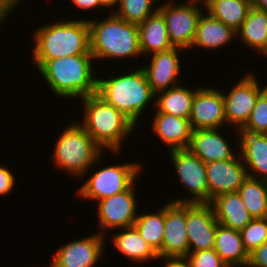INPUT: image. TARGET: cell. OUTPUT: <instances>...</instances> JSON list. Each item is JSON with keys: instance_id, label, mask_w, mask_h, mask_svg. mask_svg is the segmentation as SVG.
Listing matches in <instances>:
<instances>
[{"instance_id": "obj_1", "label": "cell", "mask_w": 267, "mask_h": 267, "mask_svg": "<svg viewBox=\"0 0 267 267\" xmlns=\"http://www.w3.org/2000/svg\"><path fill=\"white\" fill-rule=\"evenodd\" d=\"M92 54H78L53 60H34L51 90L58 97L83 98L97 93Z\"/></svg>"}, {"instance_id": "obj_2", "label": "cell", "mask_w": 267, "mask_h": 267, "mask_svg": "<svg viewBox=\"0 0 267 267\" xmlns=\"http://www.w3.org/2000/svg\"><path fill=\"white\" fill-rule=\"evenodd\" d=\"M34 34V60L91 54L88 20L56 22L40 27Z\"/></svg>"}, {"instance_id": "obj_3", "label": "cell", "mask_w": 267, "mask_h": 267, "mask_svg": "<svg viewBox=\"0 0 267 267\" xmlns=\"http://www.w3.org/2000/svg\"><path fill=\"white\" fill-rule=\"evenodd\" d=\"M84 118L81 126L101 148L119 152L122 141L135 124L97 93L83 97Z\"/></svg>"}, {"instance_id": "obj_4", "label": "cell", "mask_w": 267, "mask_h": 267, "mask_svg": "<svg viewBox=\"0 0 267 267\" xmlns=\"http://www.w3.org/2000/svg\"><path fill=\"white\" fill-rule=\"evenodd\" d=\"M90 52L94 59L125 58L142 55L137 24L129 23L114 13L103 21H88Z\"/></svg>"}, {"instance_id": "obj_5", "label": "cell", "mask_w": 267, "mask_h": 267, "mask_svg": "<svg viewBox=\"0 0 267 267\" xmlns=\"http://www.w3.org/2000/svg\"><path fill=\"white\" fill-rule=\"evenodd\" d=\"M97 94L122 112L134 124L139 120L145 106L153 97L155 99L156 95L142 68L111 79L98 78Z\"/></svg>"}, {"instance_id": "obj_6", "label": "cell", "mask_w": 267, "mask_h": 267, "mask_svg": "<svg viewBox=\"0 0 267 267\" xmlns=\"http://www.w3.org/2000/svg\"><path fill=\"white\" fill-rule=\"evenodd\" d=\"M54 162L71 175L82 176L102 155V149L79 124H71L64 130L54 149Z\"/></svg>"}, {"instance_id": "obj_7", "label": "cell", "mask_w": 267, "mask_h": 267, "mask_svg": "<svg viewBox=\"0 0 267 267\" xmlns=\"http://www.w3.org/2000/svg\"><path fill=\"white\" fill-rule=\"evenodd\" d=\"M141 166L139 163H126L106 166L95 172L77 194L85 199L101 200L127 190L136 180Z\"/></svg>"}, {"instance_id": "obj_8", "label": "cell", "mask_w": 267, "mask_h": 267, "mask_svg": "<svg viewBox=\"0 0 267 267\" xmlns=\"http://www.w3.org/2000/svg\"><path fill=\"white\" fill-rule=\"evenodd\" d=\"M200 0H188L179 5L171 4V1L157 9L165 18L168 37L173 47L189 49L195 38V32L202 11L196 5Z\"/></svg>"}, {"instance_id": "obj_9", "label": "cell", "mask_w": 267, "mask_h": 267, "mask_svg": "<svg viewBox=\"0 0 267 267\" xmlns=\"http://www.w3.org/2000/svg\"><path fill=\"white\" fill-rule=\"evenodd\" d=\"M170 155L184 187L193 195L190 200H175L177 203H209V187L206 163L189 149L171 150Z\"/></svg>"}, {"instance_id": "obj_10", "label": "cell", "mask_w": 267, "mask_h": 267, "mask_svg": "<svg viewBox=\"0 0 267 267\" xmlns=\"http://www.w3.org/2000/svg\"><path fill=\"white\" fill-rule=\"evenodd\" d=\"M218 224L210 203H186L189 252L214 248Z\"/></svg>"}, {"instance_id": "obj_11", "label": "cell", "mask_w": 267, "mask_h": 267, "mask_svg": "<svg viewBox=\"0 0 267 267\" xmlns=\"http://www.w3.org/2000/svg\"><path fill=\"white\" fill-rule=\"evenodd\" d=\"M188 253L186 203L170 201L165 205L164 237L158 259L186 257Z\"/></svg>"}, {"instance_id": "obj_12", "label": "cell", "mask_w": 267, "mask_h": 267, "mask_svg": "<svg viewBox=\"0 0 267 267\" xmlns=\"http://www.w3.org/2000/svg\"><path fill=\"white\" fill-rule=\"evenodd\" d=\"M267 88H260L253 75H245L241 81L231 89L229 94H223L225 103V119L238 129L244 126L251 114L258 96Z\"/></svg>"}, {"instance_id": "obj_13", "label": "cell", "mask_w": 267, "mask_h": 267, "mask_svg": "<svg viewBox=\"0 0 267 267\" xmlns=\"http://www.w3.org/2000/svg\"><path fill=\"white\" fill-rule=\"evenodd\" d=\"M135 182L127 189L98 201V218L103 229H124L134 226L136 199L133 191Z\"/></svg>"}, {"instance_id": "obj_14", "label": "cell", "mask_w": 267, "mask_h": 267, "mask_svg": "<svg viewBox=\"0 0 267 267\" xmlns=\"http://www.w3.org/2000/svg\"><path fill=\"white\" fill-rule=\"evenodd\" d=\"M193 130L218 129L226 123L222 93L212 88H198L189 118Z\"/></svg>"}, {"instance_id": "obj_15", "label": "cell", "mask_w": 267, "mask_h": 267, "mask_svg": "<svg viewBox=\"0 0 267 267\" xmlns=\"http://www.w3.org/2000/svg\"><path fill=\"white\" fill-rule=\"evenodd\" d=\"M103 235L97 232L63 245L54 255L50 267H93L103 252Z\"/></svg>"}, {"instance_id": "obj_16", "label": "cell", "mask_w": 267, "mask_h": 267, "mask_svg": "<svg viewBox=\"0 0 267 267\" xmlns=\"http://www.w3.org/2000/svg\"><path fill=\"white\" fill-rule=\"evenodd\" d=\"M238 158L206 163L209 203L220 194L238 192L248 177L245 165Z\"/></svg>"}, {"instance_id": "obj_17", "label": "cell", "mask_w": 267, "mask_h": 267, "mask_svg": "<svg viewBox=\"0 0 267 267\" xmlns=\"http://www.w3.org/2000/svg\"><path fill=\"white\" fill-rule=\"evenodd\" d=\"M237 130L240 136L238 142H240L241 154L239 155L240 159L248 165L245 166L248 176L267 181V137L265 133L252 131L243 126Z\"/></svg>"}, {"instance_id": "obj_18", "label": "cell", "mask_w": 267, "mask_h": 267, "mask_svg": "<svg viewBox=\"0 0 267 267\" xmlns=\"http://www.w3.org/2000/svg\"><path fill=\"white\" fill-rule=\"evenodd\" d=\"M179 50L184 49L173 47L167 51L151 54L153 56L150 65L142 68L152 91L156 95L167 88L175 87V84L174 86L171 84L176 83L178 74L181 73Z\"/></svg>"}, {"instance_id": "obj_19", "label": "cell", "mask_w": 267, "mask_h": 267, "mask_svg": "<svg viewBox=\"0 0 267 267\" xmlns=\"http://www.w3.org/2000/svg\"><path fill=\"white\" fill-rule=\"evenodd\" d=\"M188 149L205 163L230 160L236 156L218 129L193 130Z\"/></svg>"}, {"instance_id": "obj_20", "label": "cell", "mask_w": 267, "mask_h": 267, "mask_svg": "<svg viewBox=\"0 0 267 267\" xmlns=\"http://www.w3.org/2000/svg\"><path fill=\"white\" fill-rule=\"evenodd\" d=\"M153 131L171 150L188 149L193 129L189 119L164 112L154 115Z\"/></svg>"}, {"instance_id": "obj_21", "label": "cell", "mask_w": 267, "mask_h": 267, "mask_svg": "<svg viewBox=\"0 0 267 267\" xmlns=\"http://www.w3.org/2000/svg\"><path fill=\"white\" fill-rule=\"evenodd\" d=\"M210 205L219 224L237 231L253 219L238 192L220 194L211 200Z\"/></svg>"}, {"instance_id": "obj_22", "label": "cell", "mask_w": 267, "mask_h": 267, "mask_svg": "<svg viewBox=\"0 0 267 267\" xmlns=\"http://www.w3.org/2000/svg\"><path fill=\"white\" fill-rule=\"evenodd\" d=\"M141 54L167 51L173 48L162 13L157 10L138 25Z\"/></svg>"}, {"instance_id": "obj_23", "label": "cell", "mask_w": 267, "mask_h": 267, "mask_svg": "<svg viewBox=\"0 0 267 267\" xmlns=\"http://www.w3.org/2000/svg\"><path fill=\"white\" fill-rule=\"evenodd\" d=\"M214 250L229 266H247L249 254L244 248L240 231L218 224Z\"/></svg>"}, {"instance_id": "obj_24", "label": "cell", "mask_w": 267, "mask_h": 267, "mask_svg": "<svg viewBox=\"0 0 267 267\" xmlns=\"http://www.w3.org/2000/svg\"><path fill=\"white\" fill-rule=\"evenodd\" d=\"M236 35V31L231 27L214 18L209 13L207 16L202 13L191 47L219 48L226 46L225 44L229 43Z\"/></svg>"}, {"instance_id": "obj_25", "label": "cell", "mask_w": 267, "mask_h": 267, "mask_svg": "<svg viewBox=\"0 0 267 267\" xmlns=\"http://www.w3.org/2000/svg\"><path fill=\"white\" fill-rule=\"evenodd\" d=\"M207 12L237 31L252 8L251 0H205Z\"/></svg>"}, {"instance_id": "obj_26", "label": "cell", "mask_w": 267, "mask_h": 267, "mask_svg": "<svg viewBox=\"0 0 267 267\" xmlns=\"http://www.w3.org/2000/svg\"><path fill=\"white\" fill-rule=\"evenodd\" d=\"M196 90H188L182 86H175L157 93L158 99L154 104L156 112H164L170 115L189 119L192 111V103ZM161 94V95H159Z\"/></svg>"}, {"instance_id": "obj_27", "label": "cell", "mask_w": 267, "mask_h": 267, "mask_svg": "<svg viewBox=\"0 0 267 267\" xmlns=\"http://www.w3.org/2000/svg\"><path fill=\"white\" fill-rule=\"evenodd\" d=\"M124 232L113 235V245L132 261L144 262L157 259L153 248L141 237L135 226L125 227Z\"/></svg>"}, {"instance_id": "obj_28", "label": "cell", "mask_w": 267, "mask_h": 267, "mask_svg": "<svg viewBox=\"0 0 267 267\" xmlns=\"http://www.w3.org/2000/svg\"><path fill=\"white\" fill-rule=\"evenodd\" d=\"M236 34L244 44L261 53L267 45V12L252 7Z\"/></svg>"}, {"instance_id": "obj_29", "label": "cell", "mask_w": 267, "mask_h": 267, "mask_svg": "<svg viewBox=\"0 0 267 267\" xmlns=\"http://www.w3.org/2000/svg\"><path fill=\"white\" fill-rule=\"evenodd\" d=\"M238 194L252 218H267V181L248 176Z\"/></svg>"}, {"instance_id": "obj_30", "label": "cell", "mask_w": 267, "mask_h": 267, "mask_svg": "<svg viewBox=\"0 0 267 267\" xmlns=\"http://www.w3.org/2000/svg\"><path fill=\"white\" fill-rule=\"evenodd\" d=\"M155 214L138 215L134 226L141 237L158 253L162 249L165 228V206Z\"/></svg>"}, {"instance_id": "obj_31", "label": "cell", "mask_w": 267, "mask_h": 267, "mask_svg": "<svg viewBox=\"0 0 267 267\" xmlns=\"http://www.w3.org/2000/svg\"><path fill=\"white\" fill-rule=\"evenodd\" d=\"M156 0H120L119 10L114 13L117 17L139 25L158 9L151 10ZM152 11V12H151Z\"/></svg>"}, {"instance_id": "obj_32", "label": "cell", "mask_w": 267, "mask_h": 267, "mask_svg": "<svg viewBox=\"0 0 267 267\" xmlns=\"http://www.w3.org/2000/svg\"><path fill=\"white\" fill-rule=\"evenodd\" d=\"M240 233L245 250L252 253L267 241V218H253Z\"/></svg>"}, {"instance_id": "obj_33", "label": "cell", "mask_w": 267, "mask_h": 267, "mask_svg": "<svg viewBox=\"0 0 267 267\" xmlns=\"http://www.w3.org/2000/svg\"><path fill=\"white\" fill-rule=\"evenodd\" d=\"M243 127L252 131L267 132V88L258 96L250 117Z\"/></svg>"}, {"instance_id": "obj_34", "label": "cell", "mask_w": 267, "mask_h": 267, "mask_svg": "<svg viewBox=\"0 0 267 267\" xmlns=\"http://www.w3.org/2000/svg\"><path fill=\"white\" fill-rule=\"evenodd\" d=\"M185 258L190 267H229L214 248L189 252Z\"/></svg>"}, {"instance_id": "obj_35", "label": "cell", "mask_w": 267, "mask_h": 267, "mask_svg": "<svg viewBox=\"0 0 267 267\" xmlns=\"http://www.w3.org/2000/svg\"><path fill=\"white\" fill-rule=\"evenodd\" d=\"M248 266L267 267V241L249 254Z\"/></svg>"}, {"instance_id": "obj_36", "label": "cell", "mask_w": 267, "mask_h": 267, "mask_svg": "<svg viewBox=\"0 0 267 267\" xmlns=\"http://www.w3.org/2000/svg\"><path fill=\"white\" fill-rule=\"evenodd\" d=\"M15 183V177L7 167L0 166V195L11 192Z\"/></svg>"}, {"instance_id": "obj_37", "label": "cell", "mask_w": 267, "mask_h": 267, "mask_svg": "<svg viewBox=\"0 0 267 267\" xmlns=\"http://www.w3.org/2000/svg\"><path fill=\"white\" fill-rule=\"evenodd\" d=\"M21 0H0V23Z\"/></svg>"}, {"instance_id": "obj_38", "label": "cell", "mask_w": 267, "mask_h": 267, "mask_svg": "<svg viewBox=\"0 0 267 267\" xmlns=\"http://www.w3.org/2000/svg\"><path fill=\"white\" fill-rule=\"evenodd\" d=\"M75 6L82 9L97 8L100 5L99 0H71Z\"/></svg>"}, {"instance_id": "obj_39", "label": "cell", "mask_w": 267, "mask_h": 267, "mask_svg": "<svg viewBox=\"0 0 267 267\" xmlns=\"http://www.w3.org/2000/svg\"><path fill=\"white\" fill-rule=\"evenodd\" d=\"M167 260L165 267H190L185 257L165 258Z\"/></svg>"}, {"instance_id": "obj_40", "label": "cell", "mask_w": 267, "mask_h": 267, "mask_svg": "<svg viewBox=\"0 0 267 267\" xmlns=\"http://www.w3.org/2000/svg\"><path fill=\"white\" fill-rule=\"evenodd\" d=\"M252 1V7L267 12V0H251Z\"/></svg>"}, {"instance_id": "obj_41", "label": "cell", "mask_w": 267, "mask_h": 267, "mask_svg": "<svg viewBox=\"0 0 267 267\" xmlns=\"http://www.w3.org/2000/svg\"><path fill=\"white\" fill-rule=\"evenodd\" d=\"M101 7H113L114 5H119L120 0H99Z\"/></svg>"}, {"instance_id": "obj_42", "label": "cell", "mask_w": 267, "mask_h": 267, "mask_svg": "<svg viewBox=\"0 0 267 267\" xmlns=\"http://www.w3.org/2000/svg\"><path fill=\"white\" fill-rule=\"evenodd\" d=\"M262 53L267 57V45H266L265 49L262 51Z\"/></svg>"}]
</instances>
